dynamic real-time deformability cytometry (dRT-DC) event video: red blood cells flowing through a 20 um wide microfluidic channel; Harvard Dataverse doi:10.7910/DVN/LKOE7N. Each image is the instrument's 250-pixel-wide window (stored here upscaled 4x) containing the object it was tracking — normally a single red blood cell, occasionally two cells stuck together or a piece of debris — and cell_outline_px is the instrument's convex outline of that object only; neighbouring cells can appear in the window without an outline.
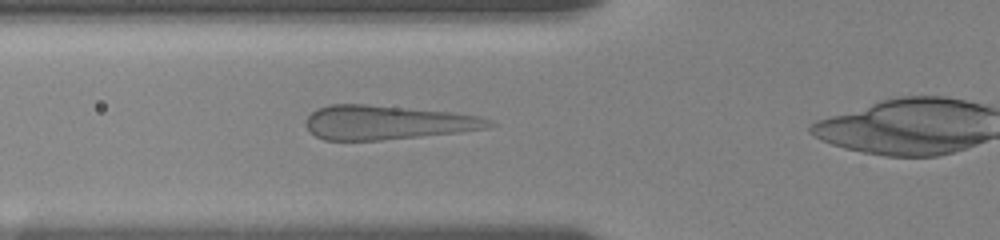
{"species": "human", "species_latin": "Homo sapiens", "temperature_condition": "room temperature", "stored_images_in_passage": 9, "camera_frame_rate_fps": 3000, "um_per_image_px": 0.085, "donor": {"sex": "female"}, "frame": {"image": 1, "passage_image": 2, "time_ms": 0.333, "image_size_px": [1000, 240], "cell_outline_px": [[496, 124], [492, 128], [460, 132], [380, 140], [324, 140], [316, 136], [304, 124], [304, 120], [312, 112], [328, 104], [364, 104], [448, 112], [480, 116], [492, 120]], "centroid_in_image_um": [32.93, 10.41], "position_along_channel_um": 92.9, "area_um2": 36.3}}
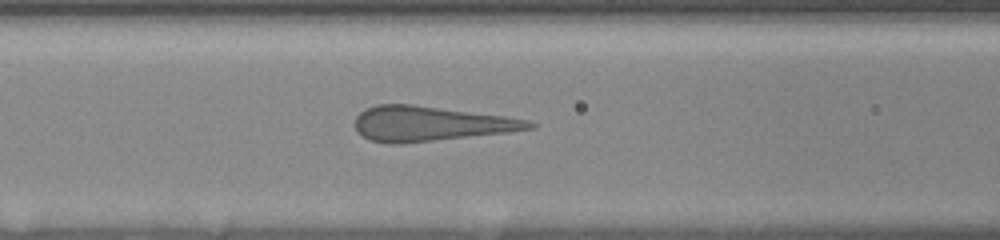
{"frame": {"image": 2, "passage_image": 5, "time_ms": 1.333, "image_size_px": [1000, 240], "cell_outline_px": [[536, 128], [508, 132], [400, 144], [392, 144], [368, 140], [356, 132], [356, 116], [364, 108], [376, 104], [412, 104], [504, 116], [528, 120], [536, 124]], "centroid_in_image_um": [36.54, 10.51], "position_along_channel_um": 130.1, "area_um2": 35.37}}
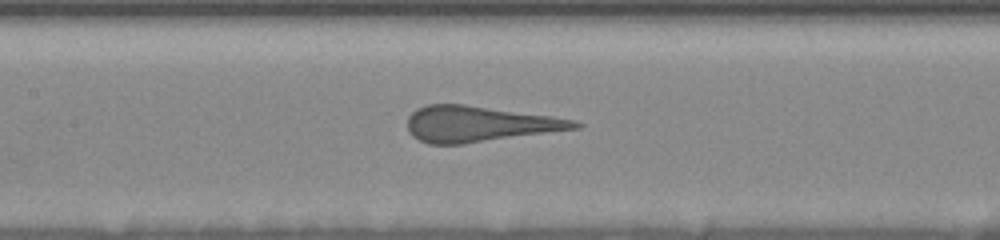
{"frame": {"image": 3, "passage_image": 8, "time_ms": 2.333, "image_size_px": [1000, 240], "cell_outline_px": [[584, 124], [580, 128], [460, 144], [428, 144], [412, 136], [408, 132], [408, 116], [416, 108], [428, 104], [464, 104], [548, 116], [572, 120]], "centroid_in_image_um": [40.66, 10.53], "position_along_channel_um": 166.7, "area_um2": 34.39}}